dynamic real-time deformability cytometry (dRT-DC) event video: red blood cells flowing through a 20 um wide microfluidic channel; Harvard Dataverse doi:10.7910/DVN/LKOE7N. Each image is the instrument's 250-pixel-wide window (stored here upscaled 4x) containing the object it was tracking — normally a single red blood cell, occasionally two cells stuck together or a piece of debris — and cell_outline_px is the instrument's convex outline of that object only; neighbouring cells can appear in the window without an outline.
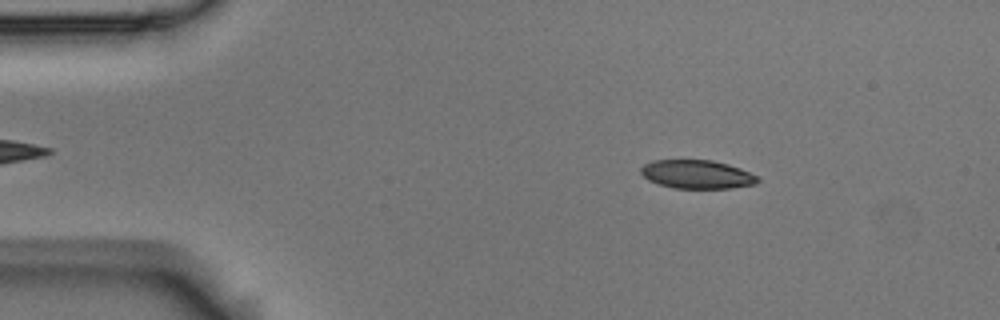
{"species": "Egyptian fruit bat (a non-hibernating species)", "species_latin": "Rousettus aegyptiacus", "temperature_condition": "room temperature", "stored_images_in_passage": 55, "camera_frame_rate_fps": 3000, "um_per_image_px": 0.085, "animal": {"sex": "male"}, "frame": {"image": 1, "passage_image": 8, "time_ms": 2.333, "image_size_px": [1000, 320], "cell_outline_px": [[760, 180], [756, 184], [732, 188], [676, 188], [660, 184], [648, 180], [640, 172], [640, 168], [644, 164], [652, 160], [712, 160], [728, 164], [740, 168], [760, 176]], "centroid_in_image_um": [59.28, 14.81], "position_along_channel_um": 25.7, "area_um2": 19.54}}
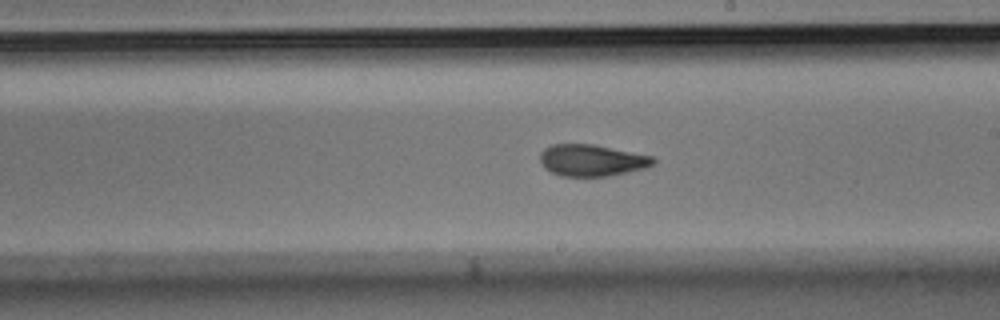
{"frame": {"image": 2, "passage_image": 31, "time_ms": 10.0, "image_size_px": [1000, 320], "cell_outline_px": [[656, 160], [652, 164], [644, 168], [608, 176], [560, 176], [544, 168], [540, 160], [540, 152], [544, 148], [552, 144], [592, 144], [652, 156]], "centroid_in_image_um": [50.25, 13.62], "position_along_channel_um": 238.7, "area_um2": 20.69}}
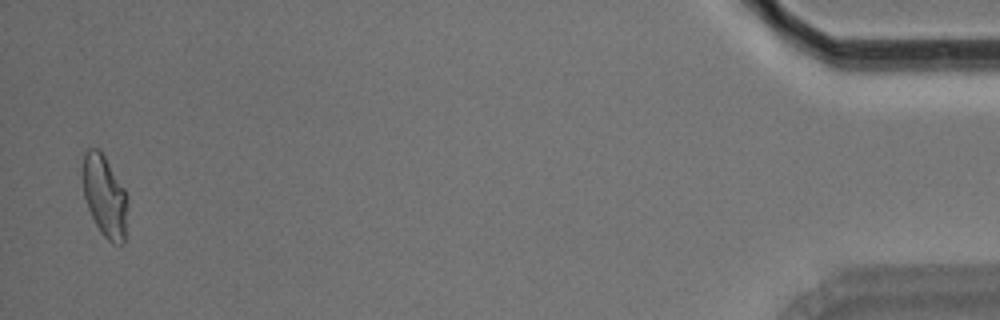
{"frame": {"image": 3, "passage_image": 54, "time_ms": 17.667, "image_size_px": [1000, 320], "cell_outline_px": [[128, 204], [124, 244], [112, 244], [100, 232], [88, 208], [84, 196], [84, 152], [88, 148], [100, 148], [124, 188], [128, 200]], "centroid_in_image_um": [8.93, 16.69], "position_along_channel_um": 426.3, "area_um2": 21.27}, "authors_computed_cell_mechanics": {"area_um2": 21.097, "velocity_mm_per_s": 3.5956, "shape_relaxation_time_tau1_ms": 5.796, "shape_relaxation_time_tau2_ms": 1.573, "deformation_change_tau1": 0.1669, "deformation_change_tau2": 0.0702}}